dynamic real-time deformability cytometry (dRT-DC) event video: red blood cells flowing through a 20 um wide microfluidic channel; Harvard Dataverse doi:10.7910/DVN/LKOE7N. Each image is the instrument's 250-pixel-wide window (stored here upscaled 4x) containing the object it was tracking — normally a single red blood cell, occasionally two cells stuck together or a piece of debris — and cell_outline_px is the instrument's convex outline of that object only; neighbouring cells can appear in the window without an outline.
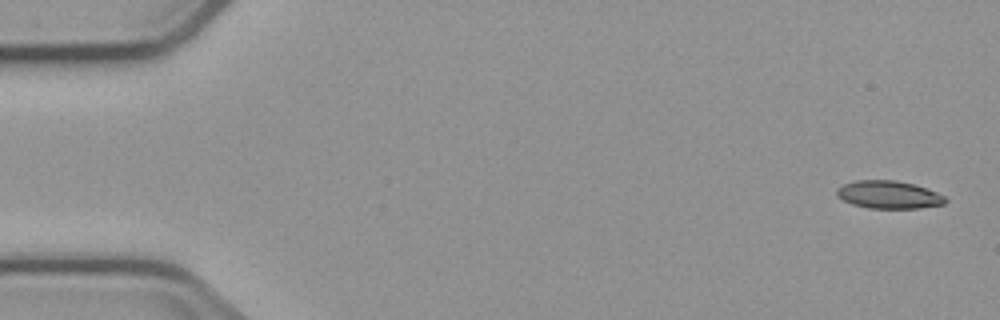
{"species": "common noctule bat (a hibernating species)", "species_latin": "Nyctalus noctula", "temperature_condition": "cold", "stored_images_in_passage": 5, "camera_frame_rate_fps": 3000, "um_per_image_px": 0.085, "animal": {"sex": "male", "body_mass_g": 23.1, "forearm_length_mm": 52.7}, "frame": {"image": 1, "passage_image": 1, "time_ms": 0.0, "image_size_px": [1000, 320], "cell_outline_px": [[948, 200], [944, 204], [920, 208], [868, 208], [852, 204], [836, 196], [836, 188], [844, 184], [856, 180], [896, 180], [912, 184], [936, 192], [944, 196]], "centroid_in_image_um": [75.51, 16.55], "position_along_channel_um": 9.5, "area_um2": 17.51}}